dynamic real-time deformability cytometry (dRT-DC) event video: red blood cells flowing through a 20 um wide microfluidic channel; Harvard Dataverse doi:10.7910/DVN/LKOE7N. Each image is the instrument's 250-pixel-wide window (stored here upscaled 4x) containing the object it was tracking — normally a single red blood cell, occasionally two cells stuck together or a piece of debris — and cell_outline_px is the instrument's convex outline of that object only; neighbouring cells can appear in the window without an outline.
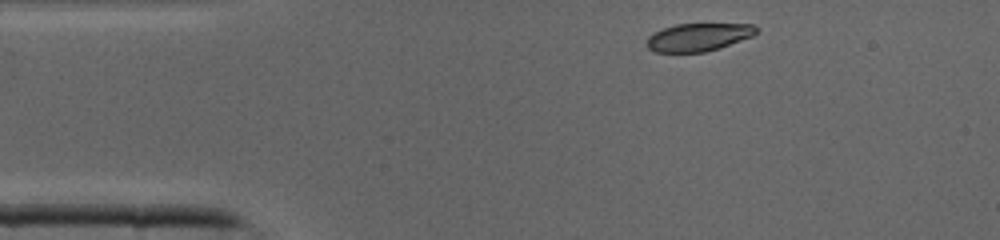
{"species": "common noctule bat (a hibernating species)", "species_latin": "Nyctalus noctula", "temperature_condition": "cold", "stored_images_in_passage": 36, "camera_frame_rate_fps": 3000, "um_per_image_px": 0.085, "animal": {"sex": "male", "body_mass_g": 19.0, "forearm_length_mm": 50.8}, "frame": {"image": 1, "passage_image": 1, "time_ms": 0.0, "image_size_px": [1000, 240], "cell_outline_px": [[756, 32], [752, 36], [720, 48], [704, 52], [656, 52], [648, 48], [648, 36], [664, 28], [676, 24], [752, 24], [756, 28]], "centroid_in_image_um": [59.36, 3.16], "position_along_channel_um": 25.6, "area_um2": 17.51}}
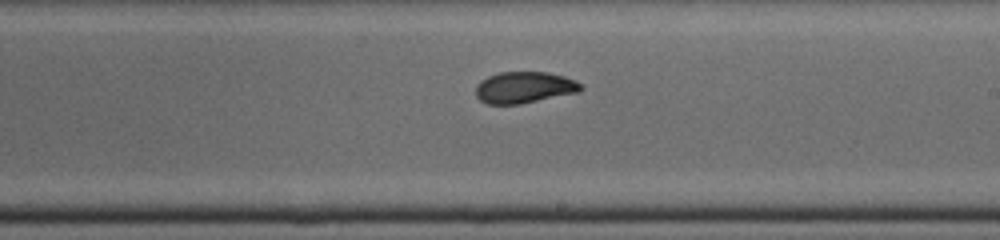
{"frame": {"image": 2, "passage_image": 18, "time_ms": 5.667, "image_size_px": [1000, 240], "cell_outline_px": [[584, 88], [580, 92], [520, 104], [488, 104], [480, 100], [476, 96], [476, 84], [480, 80], [488, 76], [500, 72], [548, 72], [564, 76], [576, 80]], "centroid_in_image_um": [44.57, 7.43], "position_along_channel_um": 244.4, "area_um2": 19.42}}
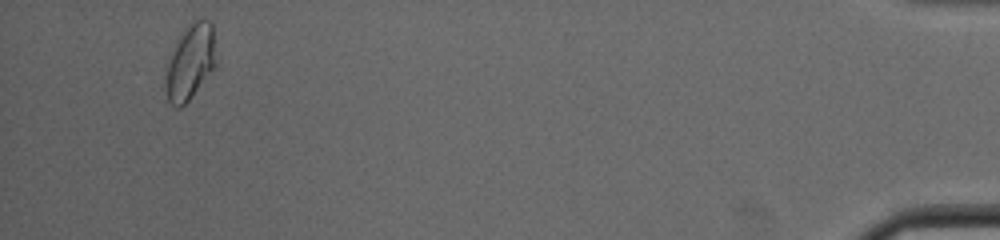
{"frame": {"image": 3, "passage_image": 34, "time_ms": 11.0, "image_size_px": [1000, 240], "cell_outline_px": [[216, 68], [188, 100], [180, 108], [176, 108], [168, 100], [164, 84], [168, 64], [176, 40], [180, 32], [196, 20], [208, 20], [212, 24], [216, 64]], "centroid_in_image_um": [16.17, 5.29], "position_along_channel_um": 419.0, "area_um2": 21.96}}